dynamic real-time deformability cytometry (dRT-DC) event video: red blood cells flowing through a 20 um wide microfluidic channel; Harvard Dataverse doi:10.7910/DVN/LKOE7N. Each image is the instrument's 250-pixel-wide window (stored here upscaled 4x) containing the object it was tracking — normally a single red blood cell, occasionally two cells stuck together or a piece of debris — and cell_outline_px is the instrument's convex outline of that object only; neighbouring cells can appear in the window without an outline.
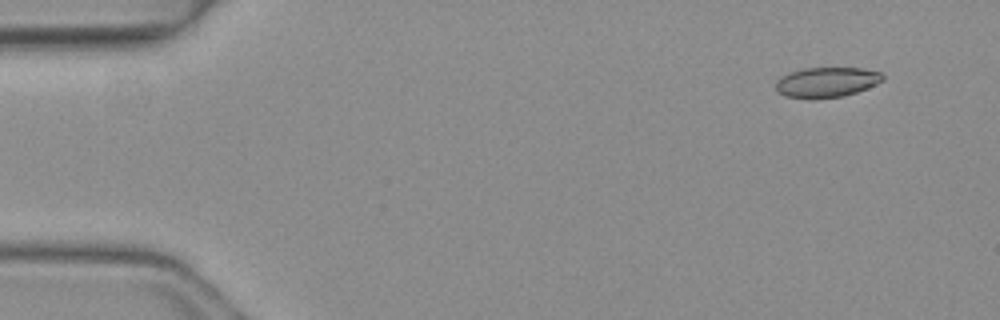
{"species": "common noctule bat (a hibernating species)", "species_latin": "Nyctalus noctula", "temperature_condition": "warm", "stored_images_in_passage": 3, "camera_frame_rate_fps": 3000, "um_per_image_px": 0.085, "animal": {"sex": "female", "body_mass_g": 19.3, "forearm_length_mm": 54.1}, "frame": {"image": 1, "passage_image": 1, "time_ms": 0.0, "image_size_px": [1000, 320], "cell_outline_px": [[884, 80], [876, 84], [856, 92], [844, 96], [808, 100], [784, 96], [776, 88], [776, 80], [780, 76], [788, 72], [804, 68], [860, 68], [880, 72], [884, 76]], "centroid_in_image_um": [70.22, 7.0], "position_along_channel_um": 14.8, "area_um2": 19.02}}